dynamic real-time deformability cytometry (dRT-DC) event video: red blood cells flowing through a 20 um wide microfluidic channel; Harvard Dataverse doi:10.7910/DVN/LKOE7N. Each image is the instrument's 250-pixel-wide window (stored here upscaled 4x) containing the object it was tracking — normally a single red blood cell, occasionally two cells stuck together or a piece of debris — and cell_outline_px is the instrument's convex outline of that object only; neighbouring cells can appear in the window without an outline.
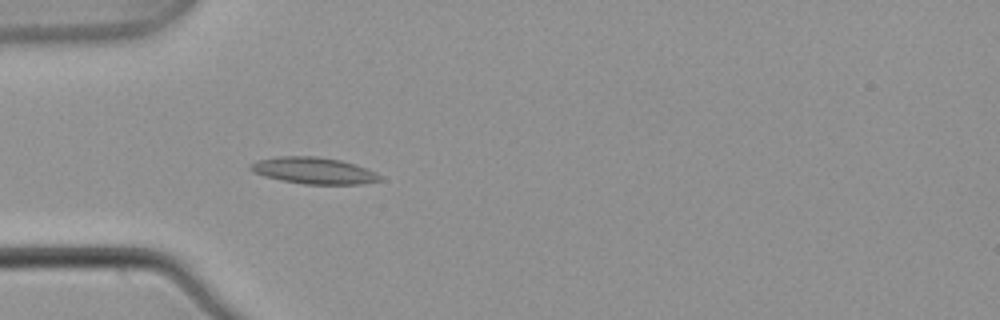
{"species": "common noctule bat (a hibernating species)", "species_latin": "Nyctalus noctula", "temperature_condition": "warm", "stored_images_in_passage": 4, "camera_frame_rate_fps": 3000, "um_per_image_px": 0.085, "animal": {"sex": "male", "body_mass_g": 21.5, "forearm_length_mm": 52.0}, "frame": {"image": 1, "passage_image": 4, "time_ms": 1.0, "image_size_px": [1000, 320], "cell_outline_px": [[384, 180], [360, 184], [304, 184], [280, 180], [264, 176], [252, 172], [248, 168], [248, 164], [256, 160], [280, 156], [316, 156], [340, 160], [356, 164], [376, 172]], "centroid_in_image_um": [26.64, 14.5], "position_along_channel_um": 58.4, "area_um2": 20.23}}